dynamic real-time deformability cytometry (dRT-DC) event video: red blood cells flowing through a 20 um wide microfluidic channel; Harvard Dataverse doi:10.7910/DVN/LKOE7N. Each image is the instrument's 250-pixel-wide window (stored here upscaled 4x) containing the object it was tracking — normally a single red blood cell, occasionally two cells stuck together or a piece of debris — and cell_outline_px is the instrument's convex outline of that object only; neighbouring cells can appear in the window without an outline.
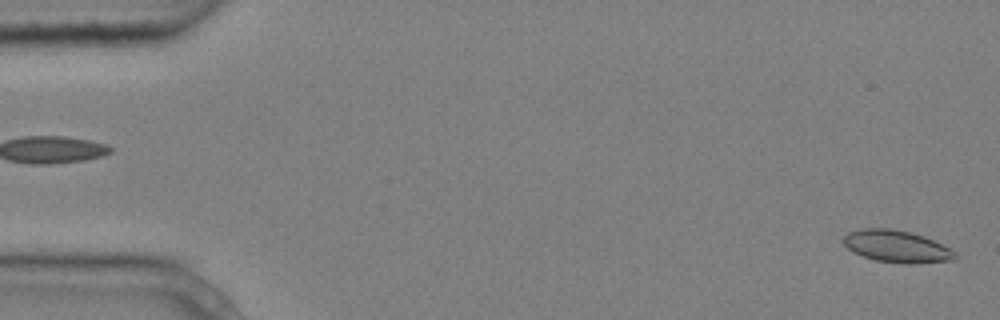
{"species": "common noctule bat (a hibernating species)", "species_latin": "Nyctalus noctula", "temperature_condition": "cold", "stored_images_in_passage": 4, "segment_of_instrument_passage": [2, 2], "camera_frame_rate_fps": 3000, "um_per_image_px": 0.085, "animal": {"sex": "male", "body_mass_g": 20.4}, "frame": {"image": 1, "passage_image": 4, "time_ms": 1.0, "image_size_px": [1000, 320], "cell_outline_px": [[956, 260], [916, 264], [904, 264], [876, 260], [852, 252], [844, 244], [844, 236], [848, 232], [860, 228], [892, 228], [924, 236], [956, 252]], "centroid_in_image_um": [76.21, 20.95], "position_along_channel_um": 8.8, "area_um2": 20.87}}